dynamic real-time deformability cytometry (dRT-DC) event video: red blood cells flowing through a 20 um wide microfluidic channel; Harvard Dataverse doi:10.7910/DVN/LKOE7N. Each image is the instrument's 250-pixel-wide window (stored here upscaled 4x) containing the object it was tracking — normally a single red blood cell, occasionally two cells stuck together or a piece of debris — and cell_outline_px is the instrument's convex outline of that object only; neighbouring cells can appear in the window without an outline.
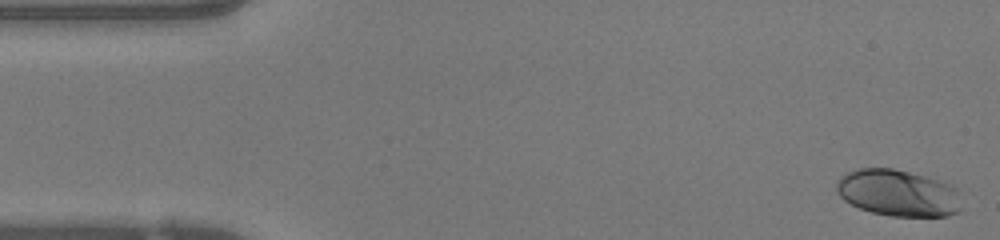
{"species": "human", "species_latin": "Homo sapiens", "temperature_condition": "warm", "stored_images_in_passage": 48, "camera_frame_rate_fps": 3000, "um_per_image_px": 0.085, "donor": {"sex": "female"}, "frame": {"image": 1, "passage_image": 1, "time_ms": 0.0, "image_size_px": [1000, 240], "cell_outline_px": [[960, 212], [948, 216], [892, 216], [872, 212], [860, 208], [844, 200], [836, 192], [836, 180], [840, 176], [848, 172], [860, 168], [892, 168], [924, 176], [952, 184], [956, 188], [960, 208]], "centroid_in_image_um": [76.31, 16.4], "position_along_channel_um": 8.7, "area_um2": 33.93}}
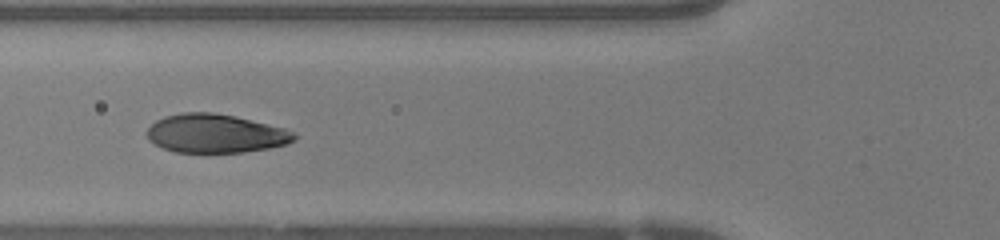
{"frame": {"image": 2, "passage_image": 17, "time_ms": 5.333, "image_size_px": [1000, 240], "cell_outline_px": [[300, 136], [296, 140], [288, 144], [268, 148], [244, 152], [176, 152], [164, 148], [148, 140], [144, 132], [156, 120], [164, 116], [180, 112], [212, 112], [236, 116], [284, 128]], "centroid_in_image_um": [18.31, 11.34], "position_along_channel_um": 107.5, "area_um2": 33.41}}
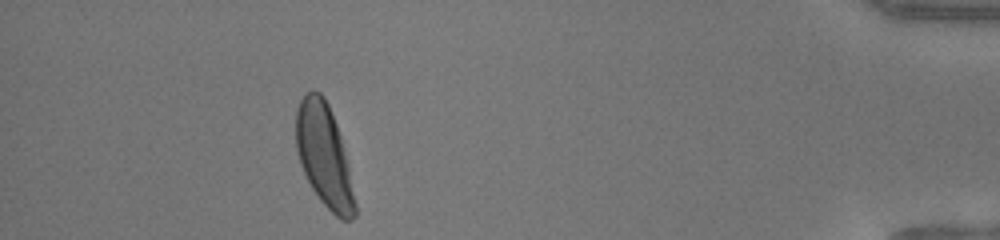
{"frame": {"image": 3, "passage_image": 43, "time_ms": 14.0, "image_size_px": [1000, 240], "cell_outline_px": [[356, 216], [352, 220], [340, 220], [320, 200], [312, 188], [300, 164], [296, 148], [296, 112], [300, 100], [304, 92], [320, 92], [324, 96], [328, 104], [336, 124], [340, 136], [348, 168], [356, 204]], "centroid_in_image_um": [27.54, 13.23], "position_along_channel_um": 407.7, "area_um2": 34.74}, "authors_computed_cell_mechanics": {"area_um2": 34.1887, "velocity_mm_per_s": 4.1812, "shape_relaxation_time_tau1_ms": 2.5394, "shape_relaxation_time_tau2_ms": null, "deformation_change_tau1": 0.1756, "deformation_change_tau2": null}}